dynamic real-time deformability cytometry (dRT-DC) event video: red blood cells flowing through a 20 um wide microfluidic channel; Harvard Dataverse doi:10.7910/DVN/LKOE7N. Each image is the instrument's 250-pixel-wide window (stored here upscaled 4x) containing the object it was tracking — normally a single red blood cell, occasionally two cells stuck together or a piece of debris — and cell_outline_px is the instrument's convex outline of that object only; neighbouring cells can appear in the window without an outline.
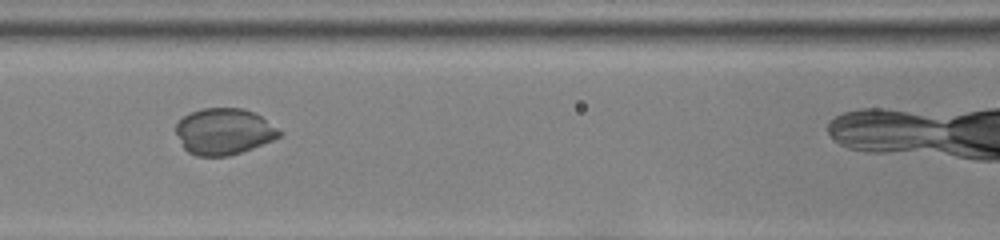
{"species": "common noctule bat (a hibernating species)", "species_latin": "Nyctalus noctula", "temperature_condition": "room temperature", "stored_images_in_passage": 42, "camera_frame_rate_fps": 3000, "um_per_image_px": 0.085, "animal": {"sex": "female", "body_mass_g": 22.0, "forearm_length_mm": 56.7}, "frame": {"image": 1, "passage_image": 18, "time_ms": 5.667, "image_size_px": [1000, 240], "cell_outline_px": [[284, 132], [280, 136], [272, 140], [252, 148], [228, 156], [196, 156], [188, 152], [184, 148], [176, 132], [176, 124], [184, 116], [192, 112], [204, 108], [244, 108], [256, 112]], "centroid_in_image_um": [19.06, 11.17], "position_along_channel_um": 147.5, "area_um2": 27.92}}
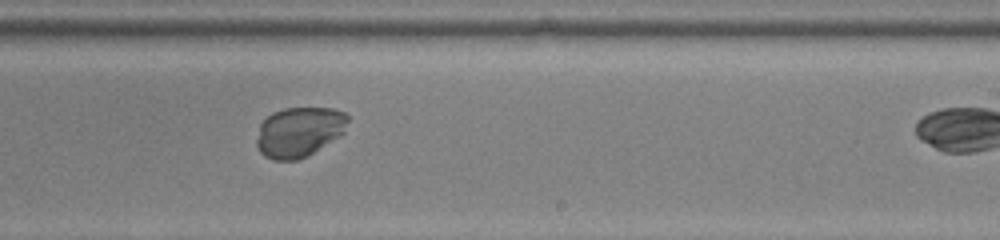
{"frame": {"image": 2, "passage_image": 27, "time_ms": 8.667, "image_size_px": [1000, 240], "cell_outline_px": [[348, 120], [344, 132], [340, 136], [308, 156], [300, 160], [272, 160], [264, 156], [256, 148], [256, 140], [260, 124], [272, 112], [284, 108], [332, 108], [344, 112], [348, 116]], "centroid_in_image_um": [25.42, 11.22], "position_along_channel_um": 263.6, "area_um2": 26.82}}
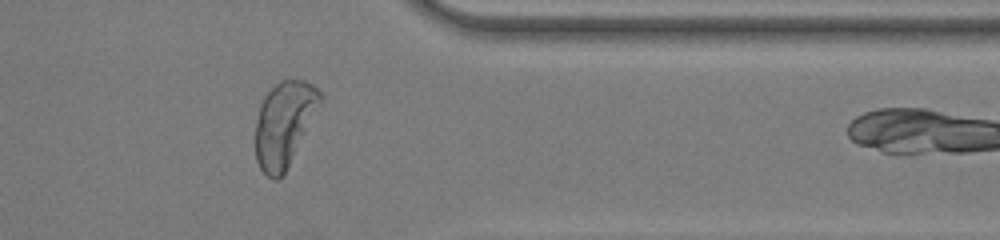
{"frame": {"image": 3, "passage_image": 37, "time_ms": 12.0, "image_size_px": [1000, 240], "cell_outline_px": [[324, 96], [284, 176], [280, 180], [272, 180], [260, 168], [256, 160], [256, 120], [260, 104], [264, 96], [280, 80], [304, 80], [312, 84]], "centroid_in_image_um": [24.15, 10.56], "position_along_channel_um": 387.3, "area_um2": 31.96}, "authors_computed_cell_mechanics": {"area_um2": 29.8826, "velocity_mm_per_s": 3.879, "shape_relaxation_time_tau1_ms": 3.7706, "shape_relaxation_time_tau2_ms": null, "deformation_change_tau1": 0.1083, "deformation_change_tau2": null}}